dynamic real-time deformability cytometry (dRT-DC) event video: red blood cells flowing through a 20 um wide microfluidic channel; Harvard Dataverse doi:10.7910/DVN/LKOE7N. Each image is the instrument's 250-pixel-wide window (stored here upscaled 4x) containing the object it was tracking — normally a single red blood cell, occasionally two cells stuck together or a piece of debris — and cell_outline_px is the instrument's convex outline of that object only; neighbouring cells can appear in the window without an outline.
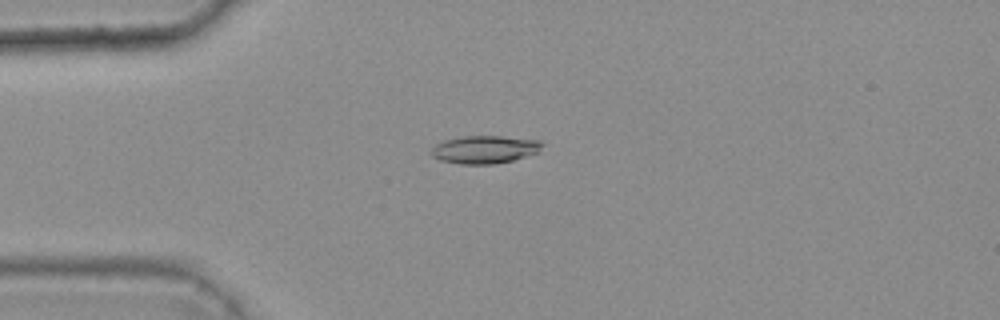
{"species": "common noctule bat (a hibernating species)", "species_latin": "Nyctalus noctula", "temperature_condition": "warm", "stored_images_in_passage": 41, "camera_frame_rate_fps": 3000, "um_per_image_px": 0.085, "animal": {"sex": "female", "body_mass_g": 25.1}, "frame": {"image": 1, "passage_image": 7, "time_ms": 2.0, "image_size_px": [1000, 320], "cell_outline_px": [[544, 144], [540, 152], [512, 160], [492, 164], [460, 164], [440, 160], [432, 156], [428, 152], [436, 144], [444, 140], [464, 136], [500, 136], [544, 140]], "centroid_in_image_um": [41.22, 12.7], "position_along_channel_um": 43.8, "area_um2": 18.21}}
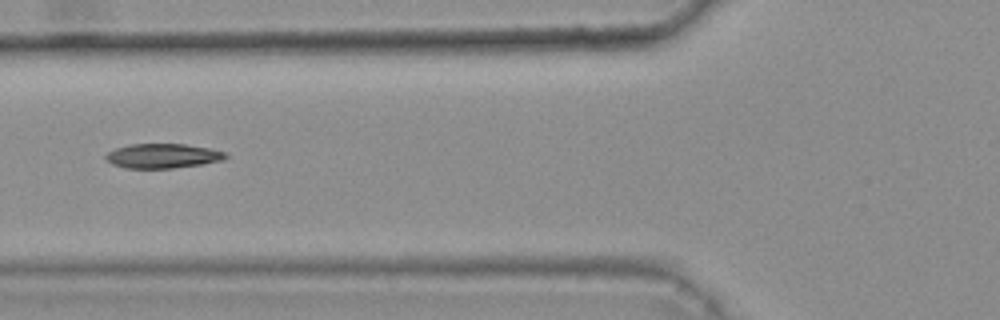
{"frame": {"image": 2, "passage_image": 14, "time_ms": 4.333, "image_size_px": [1000, 320], "cell_outline_px": [[228, 156], [224, 160], [204, 164], [172, 168], [124, 168], [112, 164], [104, 156], [108, 152], [116, 148], [128, 144], [184, 144], [208, 148], [224, 152]], "centroid_in_image_um": [13.83, 13.25], "position_along_channel_um": 112.0, "area_um2": 17.11}}
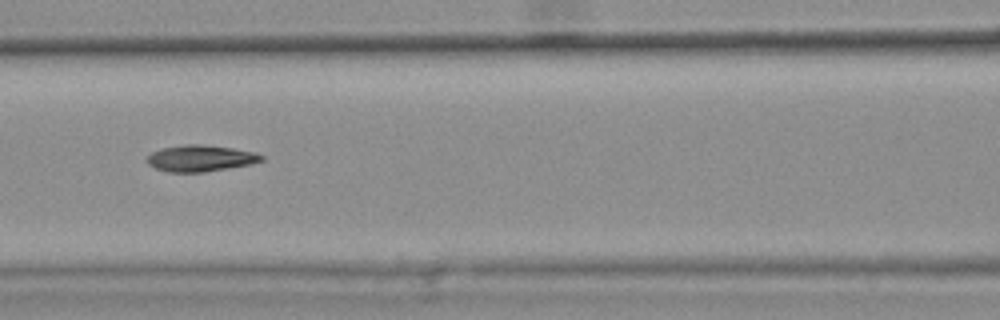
{"frame": {"image": 3, "passage_image": 17, "time_ms": 5.333, "image_size_px": [1000, 320], "cell_outline_px": [[264, 160], [252, 164], [204, 172], [168, 172], [156, 168], [148, 164], [148, 156], [152, 152], [160, 148], [188, 144], [200, 144], [232, 148], [256, 152], [264, 156]], "centroid_in_image_um": [17.07, 13.45], "position_along_channel_um": 149.5, "area_um2": 17.57}, "authors_computed_cell_mechanics": {"area_um2": 17.3978, "velocity_mm_per_s": 3.7438, "shape_relaxation_time_tau1_ms": 9.5149, "shape_relaxation_time_tau2_ms": 8.7677, "deformation_change_tau1": 0.2124, "deformation_change_tau2": 0.1626}}